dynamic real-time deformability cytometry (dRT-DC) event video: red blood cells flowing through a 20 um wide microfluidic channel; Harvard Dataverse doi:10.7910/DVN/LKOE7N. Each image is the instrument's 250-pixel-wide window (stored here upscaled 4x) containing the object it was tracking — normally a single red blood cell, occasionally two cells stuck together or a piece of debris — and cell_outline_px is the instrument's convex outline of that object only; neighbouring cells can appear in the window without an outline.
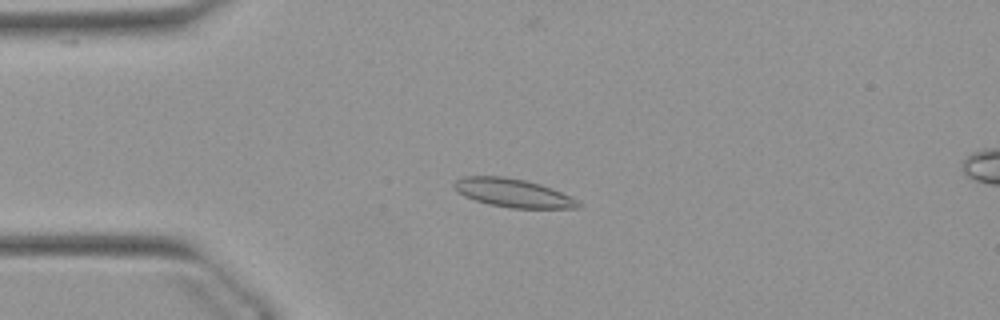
{"species": "Egyptian fruit bat (a non-hibernating species)", "species_latin": "Rousettus aegyptiacus", "temperature_condition": "warm", "stored_images_in_passage": 53, "camera_frame_rate_fps": 3000, "um_per_image_px": 0.085, "animal": {"sex": "female"}, "frame": {"image": 1, "passage_image": 13, "time_ms": 4.0, "image_size_px": [1000, 320], "cell_outline_px": [[584, 204], [580, 208], [512, 208], [488, 204], [464, 196], [456, 192], [452, 184], [456, 180], [464, 176], [504, 176], [524, 180], [540, 184], [552, 188]], "centroid_in_image_um": [43.58, 16.4], "position_along_channel_um": 41.4, "area_um2": 20.58}}
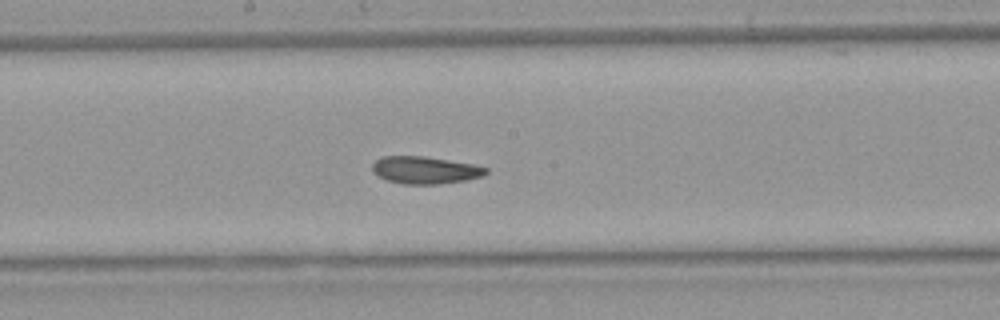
{"frame": {"image": 2, "passage_image": 28, "time_ms": 9.0, "image_size_px": [1000, 320], "cell_outline_px": [[488, 172], [484, 176], [464, 180], [440, 184], [404, 184], [388, 180], [376, 176], [372, 172], [372, 164], [380, 156], [424, 156], [472, 164], [488, 168]], "centroid_in_image_um": [36.1, 14.46], "position_along_channel_um": 212.1, "area_um2": 18.15}}
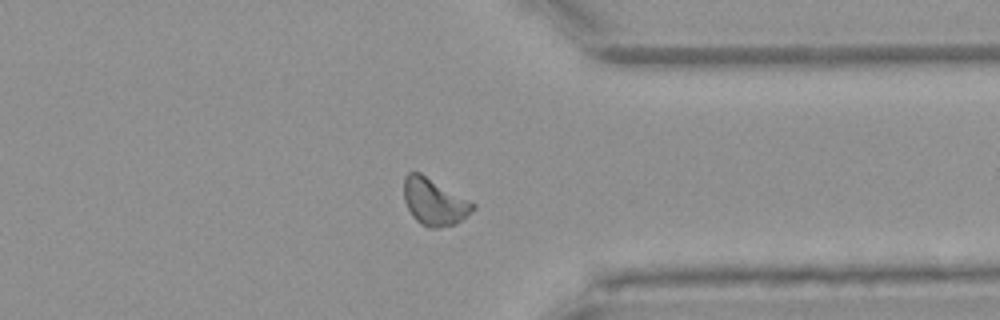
{"frame": {"image": 3, "passage_image": 41, "time_ms": 13.333, "image_size_px": [1000, 320], "cell_outline_px": [[476, 208], [456, 224], [436, 228], [428, 228], [420, 224], [412, 216], [404, 200], [404, 176], [408, 172], [420, 172], [472, 200], [476, 204]], "centroid_in_image_um": [36.93, 17.14], "position_along_channel_um": 374.5, "area_um2": 19.19}, "authors_computed_cell_mechanics": {"area_um2": 18.9006, "velocity_mm_per_s": 3.8806, "shape_relaxation_time_tau1_ms": 7.3625, "shape_relaxation_time_tau2_ms": null, "deformation_change_tau1": 0.1428, "deformation_change_tau2": null}}